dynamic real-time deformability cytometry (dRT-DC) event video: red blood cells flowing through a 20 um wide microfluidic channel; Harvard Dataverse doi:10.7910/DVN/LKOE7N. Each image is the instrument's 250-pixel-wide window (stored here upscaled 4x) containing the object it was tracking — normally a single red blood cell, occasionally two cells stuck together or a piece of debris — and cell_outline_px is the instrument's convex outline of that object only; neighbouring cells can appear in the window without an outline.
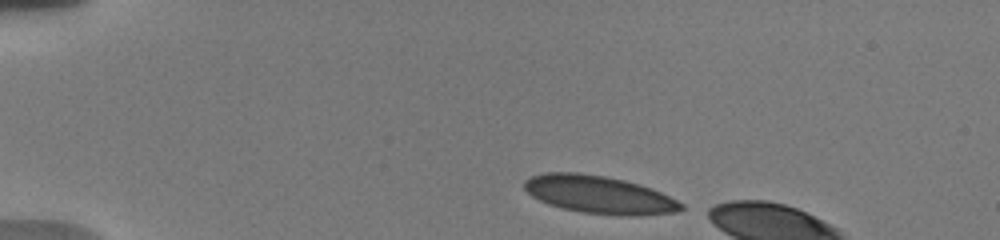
{"species": "human", "species_latin": "Homo sapiens", "temperature_condition": "warm", "stored_images_in_passage": 10, "camera_frame_rate_fps": 3000, "um_per_image_px": 0.085, "donor": {"sex": "male"}, "frame": {"image": 1, "passage_image": 1, "time_ms": 0.0, "image_size_px": [1000, 240], "cell_outline_px": [[684, 208], [676, 212], [632, 216], [580, 212], [548, 204], [532, 196], [524, 188], [524, 180], [532, 176], [544, 172], [580, 172], [604, 176], [624, 180], [640, 184], [652, 188], [684, 204]], "centroid_in_image_um": [50.92, 16.53], "position_along_channel_um": 34.1, "area_um2": 34.39}}